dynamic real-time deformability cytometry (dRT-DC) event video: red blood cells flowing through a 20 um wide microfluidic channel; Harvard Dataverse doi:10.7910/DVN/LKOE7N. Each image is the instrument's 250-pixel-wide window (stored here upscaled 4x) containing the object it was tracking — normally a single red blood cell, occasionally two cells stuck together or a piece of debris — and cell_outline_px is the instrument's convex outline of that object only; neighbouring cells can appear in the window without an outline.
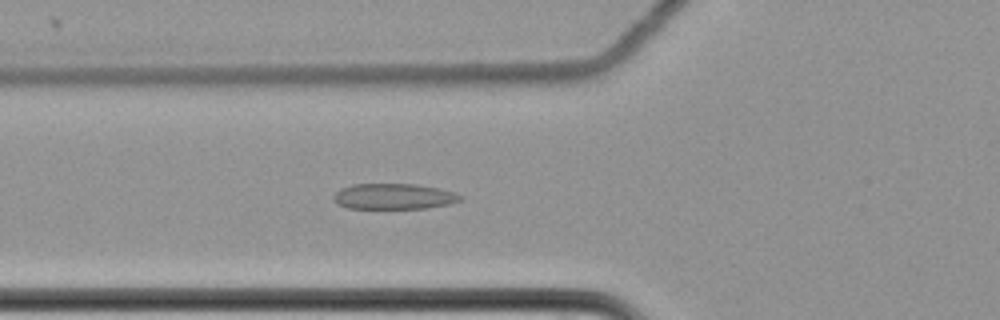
{"species": "common noctule bat (a hibernating species)", "species_latin": "Nyctalus noctula", "temperature_condition": "cold", "stored_images_in_passage": 57, "camera_frame_rate_fps": 3000, "um_per_image_px": 0.085, "animal": {"sex": "female", "body_mass_g": 22.7, "forearm_length_mm": 54.2}, "frame": {"image": 1, "passage_image": 25, "time_ms": 8.0, "image_size_px": [1000, 320], "cell_outline_px": [[464, 196], [460, 200], [448, 204], [428, 208], [348, 208], [336, 204], [336, 192], [340, 188], [352, 184], [416, 184], [436, 188], [452, 192]], "centroid_in_image_um": [33.47, 16.69], "position_along_channel_um": 92.3, "area_um2": 18.73}}
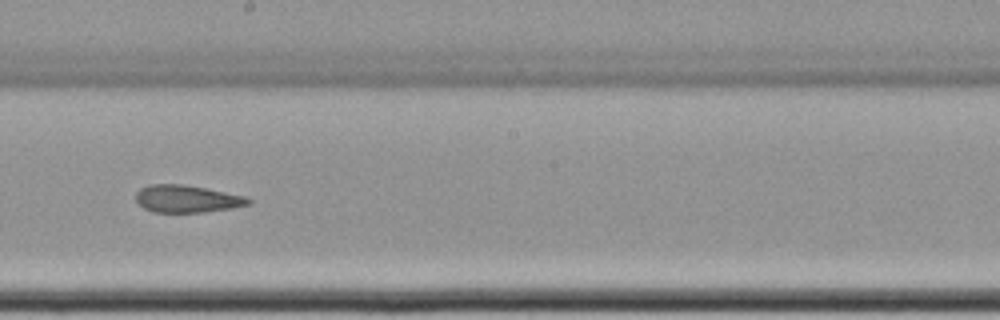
{"frame": {"image": 2, "passage_image": 37, "time_ms": 12.0, "image_size_px": [1000, 320], "cell_outline_px": [[252, 204], [232, 208], [204, 212], [152, 212], [144, 208], [136, 200], [136, 192], [140, 188], [148, 184], [184, 184], [244, 196], [252, 200]], "centroid_in_image_um": [15.88, 16.9], "position_along_channel_um": 232.3, "area_um2": 17.92}}
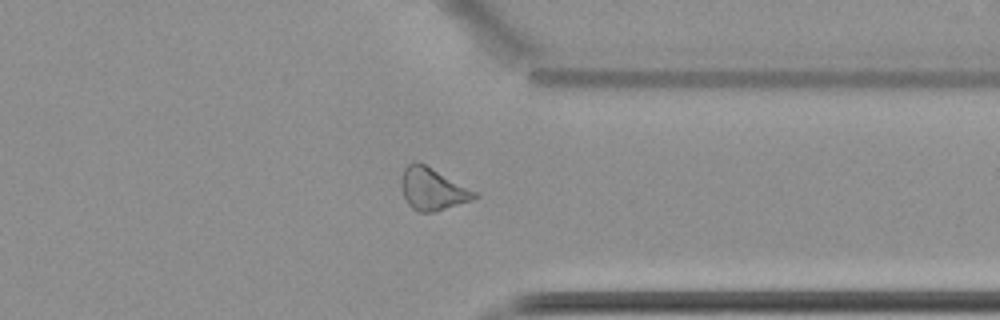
{"frame": {"image": 3, "passage_image": 50, "time_ms": 16.333, "image_size_px": [1000, 320], "cell_outline_px": [[480, 196], [472, 200], [436, 212], [420, 212], [412, 208], [408, 204], [404, 196], [400, 184], [400, 180], [404, 168], [412, 160], [416, 160], [424, 164], [476, 192]], "centroid_in_image_um": [36.73, 16.07], "position_along_channel_um": 374.7, "area_um2": 17.92}, "authors_computed_cell_mechanics": {"area_um2": 19.2474, "velocity_mm_per_s": 3.4951, "shape_relaxation_time_tau1_ms": null, "shape_relaxation_time_tau2_ms": 1.968, "deformation_change_tau1": null, "deformation_change_tau2": 0.1058}}